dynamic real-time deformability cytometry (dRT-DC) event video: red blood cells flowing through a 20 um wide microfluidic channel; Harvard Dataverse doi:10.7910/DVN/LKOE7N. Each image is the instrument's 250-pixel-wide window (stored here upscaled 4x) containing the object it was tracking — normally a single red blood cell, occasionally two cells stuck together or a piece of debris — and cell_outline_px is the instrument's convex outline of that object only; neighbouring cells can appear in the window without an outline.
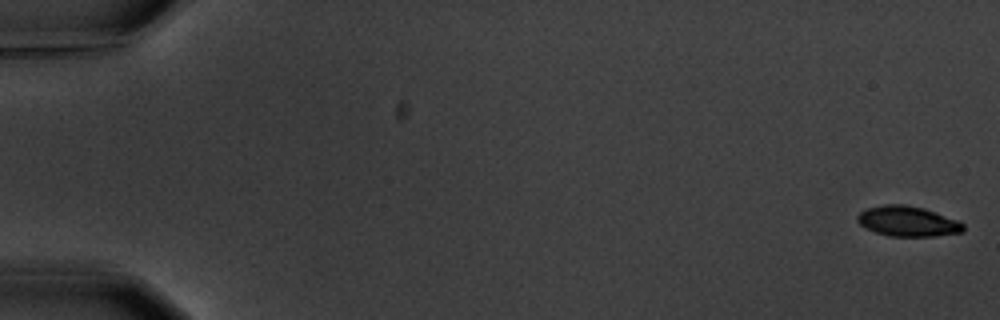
{"species": "common noctule bat (a hibernating species)", "species_latin": "Nyctalus noctula", "temperature_condition": "warm", "stored_images_in_passage": 5, "camera_frame_rate_fps": 3000, "um_per_image_px": 0.085, "animal": {"sex": "male", "body_mass_g": 20.1, "forearm_length_mm": 53.5}, "frame": {"image": 1, "passage_image": 1, "time_ms": 0.0, "image_size_px": [1000, 320], "cell_outline_px": [[964, 232], [936, 236], [888, 236], [864, 228], [856, 220], [856, 216], [860, 212], [868, 208], [884, 204], [904, 204], [924, 208], [960, 220], [964, 224]], "centroid_in_image_um": [77.18, 18.81], "position_along_channel_um": 7.8, "area_um2": 18.9}}
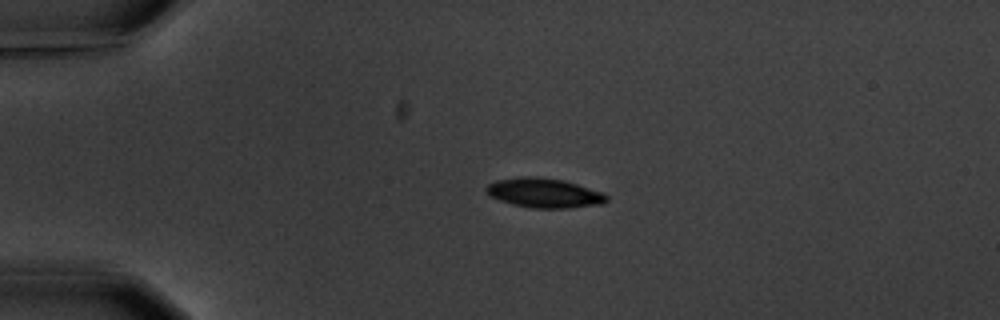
{"frame": {"image": 2, "passage_image": 4, "time_ms": 4.333, "image_size_px": [1000, 320], "cell_outline_px": [[608, 200], [604, 204], [568, 208], [532, 208], [512, 204], [488, 196], [484, 188], [488, 184], [496, 180], [520, 176], [536, 176], [564, 180], [600, 192], [608, 196]], "centroid_in_image_um": [46.21, 16.4], "position_along_channel_um": 38.8, "area_um2": 20.81}}